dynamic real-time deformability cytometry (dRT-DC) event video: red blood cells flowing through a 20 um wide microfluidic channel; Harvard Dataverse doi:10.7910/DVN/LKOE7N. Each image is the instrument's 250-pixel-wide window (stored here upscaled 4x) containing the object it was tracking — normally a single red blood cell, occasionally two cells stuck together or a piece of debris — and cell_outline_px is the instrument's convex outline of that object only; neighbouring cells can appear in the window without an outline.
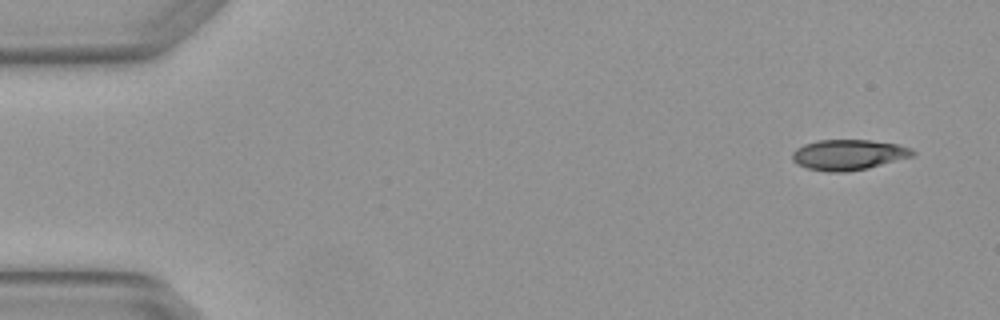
{"species": "Egyptian fruit bat (a non-hibernating species)", "species_latin": "Rousettus aegyptiacus", "temperature_condition": "warm", "stored_images_in_passage": 4, "camera_frame_rate_fps": 3000, "um_per_image_px": 0.085, "animal": {"sex": "female"}, "frame": {"image": 1, "passage_image": 1, "time_ms": 0.0, "image_size_px": [1000, 320], "cell_outline_px": [[916, 156], [868, 168], [848, 172], [828, 172], [808, 168], [796, 164], [792, 160], [792, 152], [796, 148], [804, 144], [816, 140], [872, 140], [900, 144], [912, 148], [916, 152]], "centroid_in_image_um": [72.16, 13.15], "position_along_channel_um": 12.8, "area_um2": 21.79}}
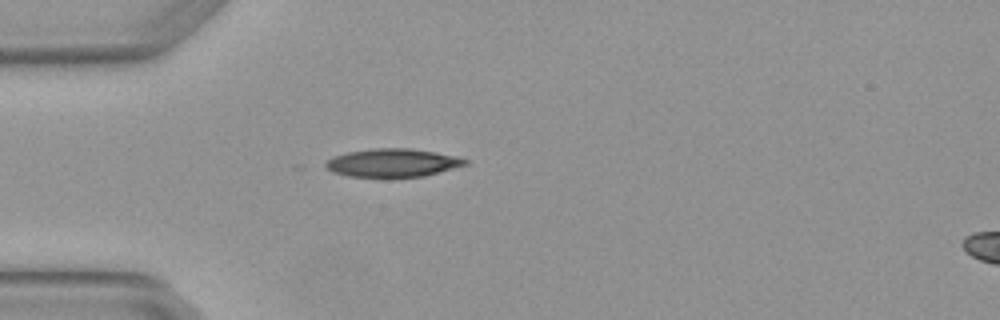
{"frame": {"image": 2, "passage_image": 4, "time_ms": 1.0, "image_size_px": [1000, 320], "cell_outline_px": [[468, 164], [424, 176], [392, 180], [384, 180], [348, 176], [332, 172], [320, 164], [332, 156], [348, 152], [372, 148], [408, 148], [436, 152], [456, 156], [468, 160]], "centroid_in_image_um": [33.29, 13.88], "position_along_channel_um": 51.7, "area_um2": 24.1}}